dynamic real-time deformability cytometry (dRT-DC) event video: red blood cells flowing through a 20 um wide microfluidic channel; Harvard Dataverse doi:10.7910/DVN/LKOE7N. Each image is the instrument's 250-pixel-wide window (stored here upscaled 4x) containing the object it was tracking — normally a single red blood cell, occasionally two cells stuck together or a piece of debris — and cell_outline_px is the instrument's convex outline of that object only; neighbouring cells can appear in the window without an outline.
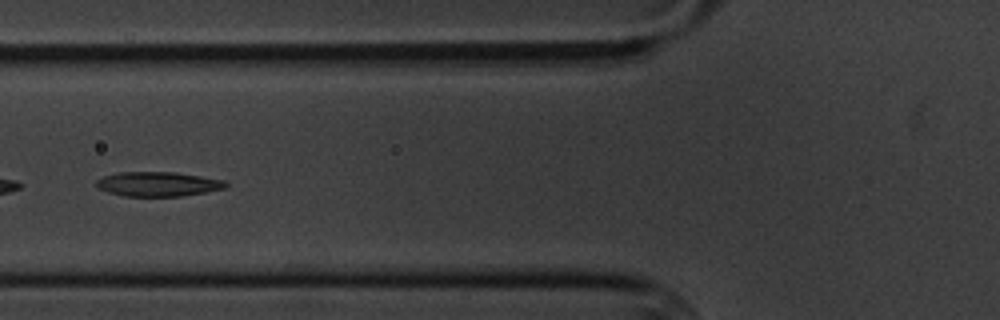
{"species": "common noctule bat (a hibernating species)", "species_latin": "Nyctalus noctula", "temperature_condition": "cold", "stored_images_in_passage": 7, "camera_frame_rate_fps": 3000, "um_per_image_px": 0.085, "animal": {"sex": "male", "body_mass_g": 20.1, "forearm_length_mm": 53.5}, "frame": {"image": 1, "passage_image": 6, "time_ms": 6.333, "image_size_px": [1000, 320], "cell_outline_px": [[228, 184], [224, 188], [204, 192], [180, 196], [124, 196], [108, 192], [96, 188], [96, 180], [104, 176], [116, 172], [176, 172], [224, 180]], "centroid_in_image_um": [13.38, 15.64], "position_along_channel_um": 112.4, "area_um2": 18.44}}
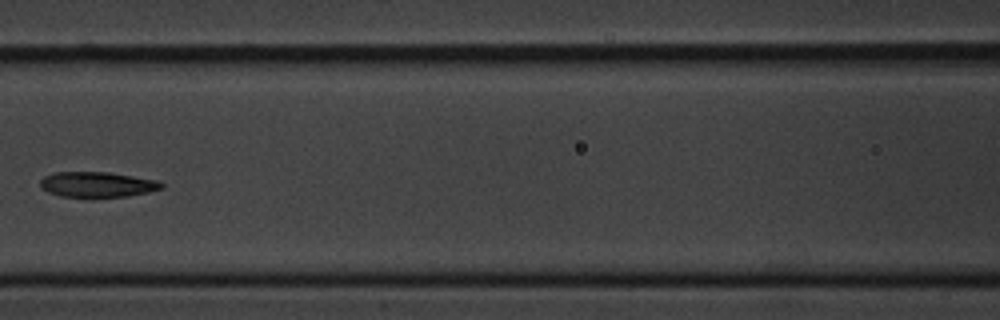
{"frame": {"image": 2, "passage_image": 7, "time_ms": 7.667, "image_size_px": [1000, 320], "cell_outline_px": [[164, 188], [148, 192], [128, 196], [60, 196], [48, 192], [40, 188], [40, 180], [44, 176], [56, 172], [108, 172], [160, 180], [164, 184]], "centroid_in_image_um": [8.29, 15.66], "position_along_channel_um": 158.3, "area_um2": 17.86}}